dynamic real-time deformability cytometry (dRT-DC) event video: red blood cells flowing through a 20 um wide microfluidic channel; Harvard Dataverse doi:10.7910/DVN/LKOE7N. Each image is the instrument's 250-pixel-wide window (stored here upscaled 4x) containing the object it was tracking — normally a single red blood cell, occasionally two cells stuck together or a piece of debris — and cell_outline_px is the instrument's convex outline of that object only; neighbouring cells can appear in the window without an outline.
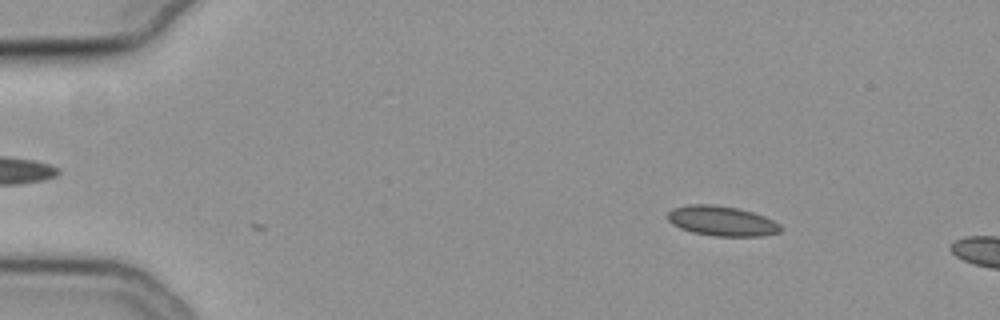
{"species": "common noctule bat (a hibernating species)", "species_latin": "Nyctalus noctula", "temperature_condition": "cold", "stored_images_in_passage": 3, "camera_frame_rate_fps": 3000, "um_per_image_px": 0.085, "animal": {"sex": "female", "body_mass_g": 19.3, "forearm_length_mm": 54.1}, "frame": {"image": 1, "passage_image": 3, "time_ms": 0.667, "image_size_px": [1000, 320], "cell_outline_px": [[784, 228], [780, 232], [764, 236], [716, 236], [692, 232], [680, 228], [672, 224], [668, 220], [668, 212], [672, 208], [688, 204], [712, 204], [736, 208], [752, 212], [764, 216], [780, 224]], "centroid_in_image_um": [61.36, 18.78], "position_along_channel_um": 23.6, "area_um2": 19.77}}